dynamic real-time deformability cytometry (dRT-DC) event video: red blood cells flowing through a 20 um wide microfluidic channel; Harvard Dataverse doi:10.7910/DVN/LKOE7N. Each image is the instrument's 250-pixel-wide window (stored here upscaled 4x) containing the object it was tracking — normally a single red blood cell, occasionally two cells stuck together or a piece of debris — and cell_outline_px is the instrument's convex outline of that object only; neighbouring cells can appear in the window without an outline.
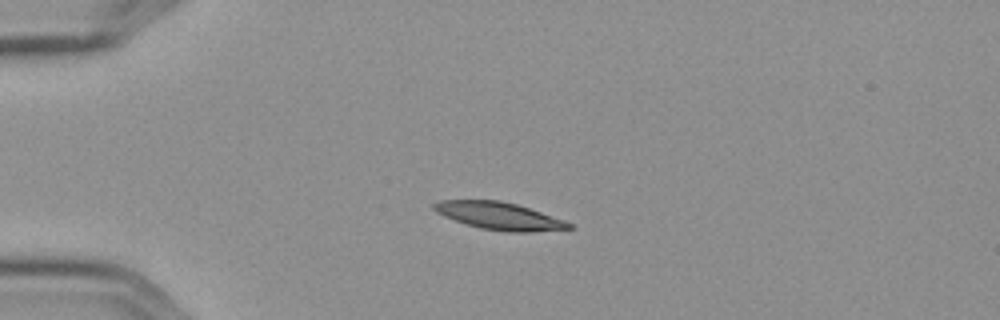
{"species": "Egyptian fruit bat (a non-hibernating species)", "species_latin": "Rousettus aegyptiacus", "temperature_condition": "cold", "stored_images_in_passage": 4, "camera_frame_rate_fps": 3000, "um_per_image_px": 0.085, "frame": {"image": 1, "passage_image": 3, "time_ms": 0.667, "image_size_px": [1000, 320], "cell_outline_px": [[576, 228], [532, 232], [508, 232], [480, 228], [444, 216], [436, 212], [432, 208], [432, 204], [440, 200], [500, 200], [516, 204], [564, 220], [572, 224]], "centroid_in_image_um": [42.44, 18.36], "position_along_channel_um": 42.6, "area_um2": 21.44}}